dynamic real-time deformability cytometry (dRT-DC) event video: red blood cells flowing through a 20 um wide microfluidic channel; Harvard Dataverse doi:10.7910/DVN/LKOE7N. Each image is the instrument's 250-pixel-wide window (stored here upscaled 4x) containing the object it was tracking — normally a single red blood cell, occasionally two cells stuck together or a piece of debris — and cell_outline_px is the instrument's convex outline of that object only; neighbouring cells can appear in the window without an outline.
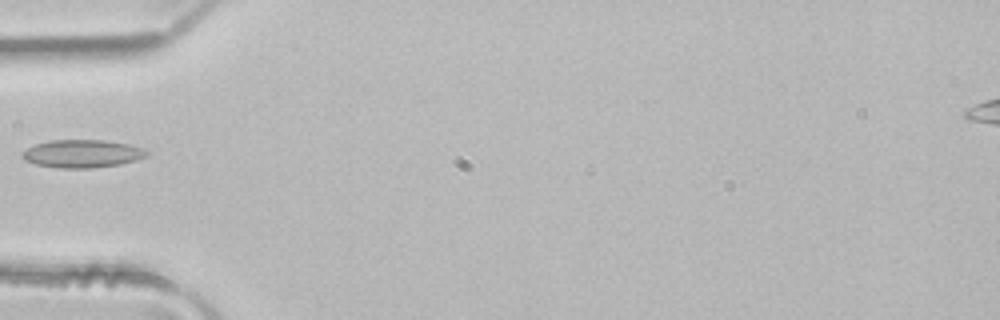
{"species": "common noctule bat (a hibernating species)", "species_latin": "Nyctalus noctula", "temperature_condition": "room temperature", "stored_images_in_passage": 2, "camera_frame_rate_fps": 3000, "um_per_image_px": 0.085, "animal": {"sex": "male", "body_mass_g": 21.5, "forearm_length_mm": 52.0}, "frame": {"image": 1, "passage_image": 2, "time_ms": 0.333, "image_size_px": [1000, 320], "cell_outline_px": [[148, 152], [144, 156], [136, 160], [120, 164], [92, 168], [56, 168], [36, 164], [24, 160], [20, 156], [20, 152], [36, 144], [52, 140], [104, 140], [128, 144], [140, 148]], "centroid_in_image_um": [6.92, 13.07], "position_along_channel_um": 78.1, "area_um2": 20.11}}